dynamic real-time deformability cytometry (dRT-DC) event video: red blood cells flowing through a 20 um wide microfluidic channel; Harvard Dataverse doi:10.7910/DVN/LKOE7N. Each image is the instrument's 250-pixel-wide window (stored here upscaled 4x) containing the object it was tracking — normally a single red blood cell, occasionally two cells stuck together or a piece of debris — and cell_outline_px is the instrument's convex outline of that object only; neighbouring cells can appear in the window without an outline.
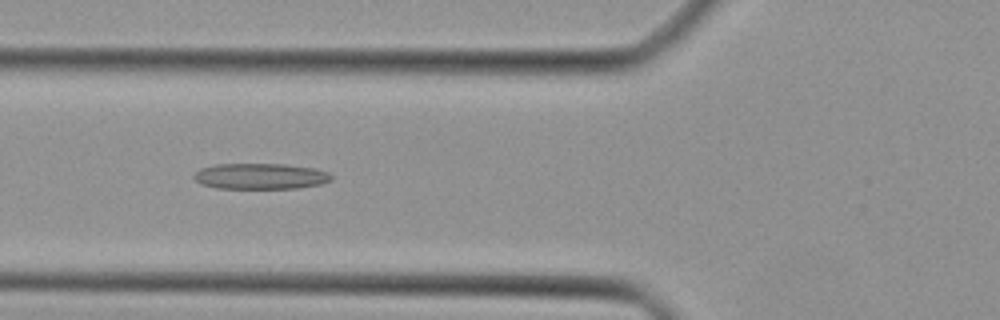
{"species": "Egyptian fruit bat (a non-hibernating species)", "species_latin": "Rousettus aegyptiacus", "temperature_condition": "cold", "stored_images_in_passage": 44, "camera_frame_rate_fps": 3000, "um_per_image_px": 0.085, "animal": {"sex": "female"}, "frame": {"image": 1, "passage_image": 16, "time_ms": 5.0, "image_size_px": [1000, 320], "cell_outline_px": [[332, 180], [320, 184], [296, 188], [216, 188], [200, 184], [192, 176], [200, 168], [216, 164], [284, 164], [316, 168], [328, 172], [332, 176]], "centroid_in_image_um": [22.13, 14.97], "position_along_channel_um": 103.7, "area_um2": 20.75}}
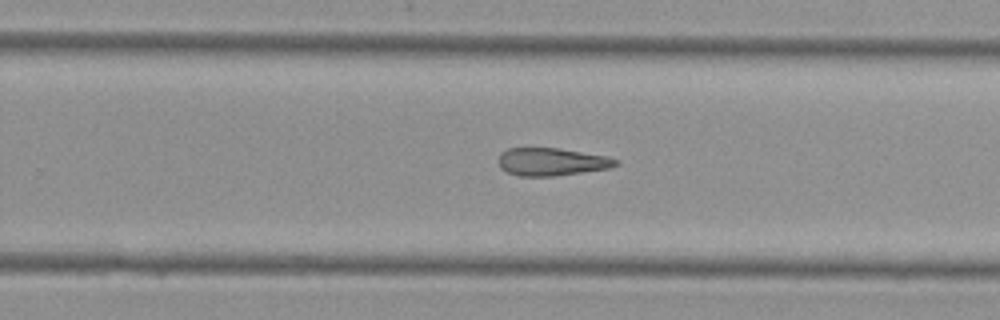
{"frame": {"image": 2, "passage_image": 28, "time_ms": 9.0, "image_size_px": [1000, 320], "cell_outline_px": [[620, 164], [612, 168], [556, 176], [520, 176], [508, 172], [500, 168], [496, 160], [500, 152], [508, 148], [560, 148], [608, 156], [616, 160]], "centroid_in_image_um": [46.88, 13.75], "position_along_channel_um": 282.9, "area_um2": 19.31}}
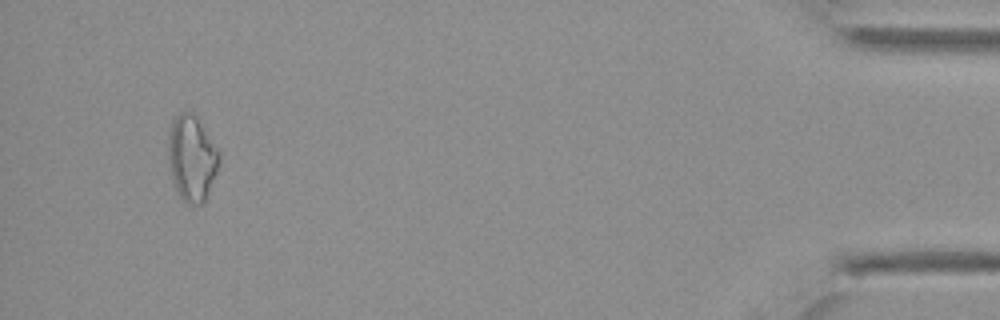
{"frame": {"image": 3, "passage_image": 42, "time_ms": 13.667, "image_size_px": [1000, 320], "cell_outline_px": [[220, 164], [204, 204], [188, 204], [180, 196], [176, 188], [172, 176], [168, 156], [168, 128], [172, 120], [180, 112], [192, 112], [196, 116], [216, 148], [220, 156]], "centroid_in_image_um": [16.3, 13.44], "position_along_channel_um": 418.9, "area_um2": 25.26}}